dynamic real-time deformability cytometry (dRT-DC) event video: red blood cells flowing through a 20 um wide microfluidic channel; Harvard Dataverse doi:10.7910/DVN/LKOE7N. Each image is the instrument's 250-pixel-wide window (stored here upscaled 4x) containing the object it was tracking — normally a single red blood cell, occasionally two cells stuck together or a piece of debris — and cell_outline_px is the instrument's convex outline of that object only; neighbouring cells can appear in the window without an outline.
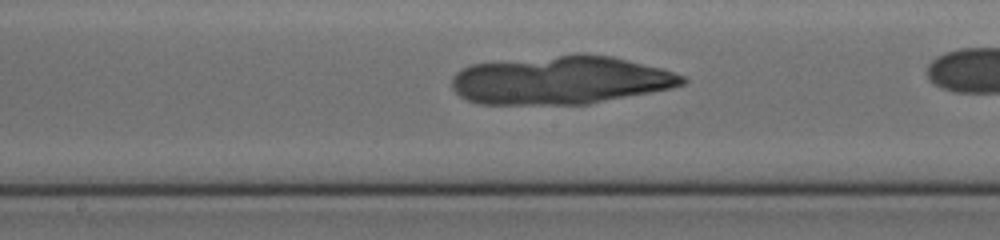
{"species": "human", "species_latin": "Homo sapiens", "temperature_condition": "cold", "stored_images_in_passage": 33, "camera_frame_rate_fps": 3000, "um_per_image_px": 0.085, "donor": {"sex": "female"}, "frame": {"image": 1, "passage_image": 17, "time_ms": 5.333, "image_size_px": [1000, 240], "cell_outline_px": [[688, 80], [684, 84], [672, 88], [652, 92], [588, 104], [480, 104], [468, 100], [460, 96], [452, 88], [452, 76], [460, 68], [472, 64], [560, 56], [612, 56], [660, 68], [684, 76]], "centroid_in_image_um": [47.64, 6.85], "position_along_channel_um": 200.6, "area_um2": 63.81}}
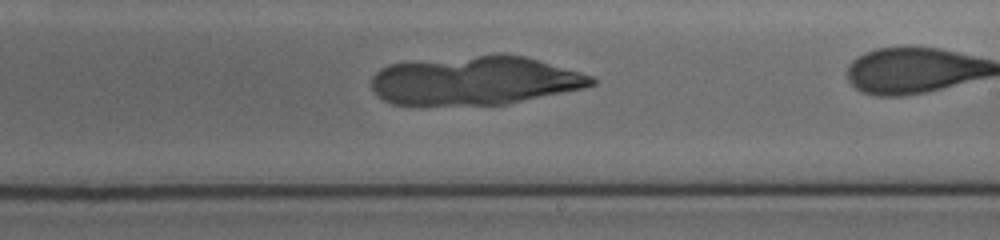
{"frame": {"image": 2, "passage_image": 21, "time_ms": 6.667, "image_size_px": [1000, 240], "cell_outline_px": [[596, 84], [584, 88], [508, 104], [392, 104], [384, 100], [372, 88], [372, 76], [380, 68], [388, 64], [504, 52], [524, 56], [580, 72], [592, 76], [596, 80]], "centroid_in_image_um": [40.4, 6.83], "position_along_channel_um": 248.6, "area_um2": 62.42}}
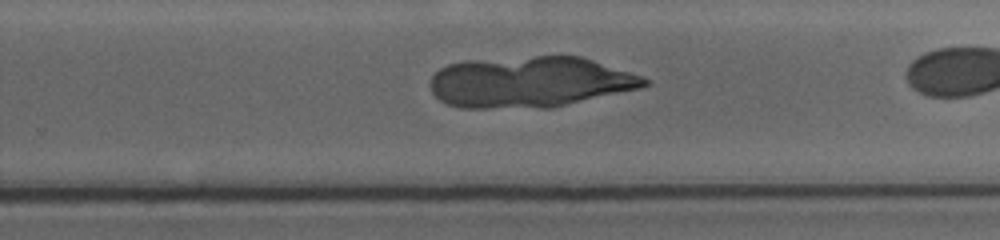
{"frame": {"image": 3, "passage_image": 24, "time_ms": 7.667, "image_size_px": [1000, 240], "cell_outline_px": [[648, 84], [640, 88], [552, 108], [460, 108], [448, 104], [440, 100], [432, 92], [432, 76], [440, 68], [448, 64], [464, 60], [536, 56], [580, 56], [640, 76], [648, 80]], "centroid_in_image_um": [45.0, 6.98], "position_along_channel_um": 284.8, "area_um2": 63.46}}